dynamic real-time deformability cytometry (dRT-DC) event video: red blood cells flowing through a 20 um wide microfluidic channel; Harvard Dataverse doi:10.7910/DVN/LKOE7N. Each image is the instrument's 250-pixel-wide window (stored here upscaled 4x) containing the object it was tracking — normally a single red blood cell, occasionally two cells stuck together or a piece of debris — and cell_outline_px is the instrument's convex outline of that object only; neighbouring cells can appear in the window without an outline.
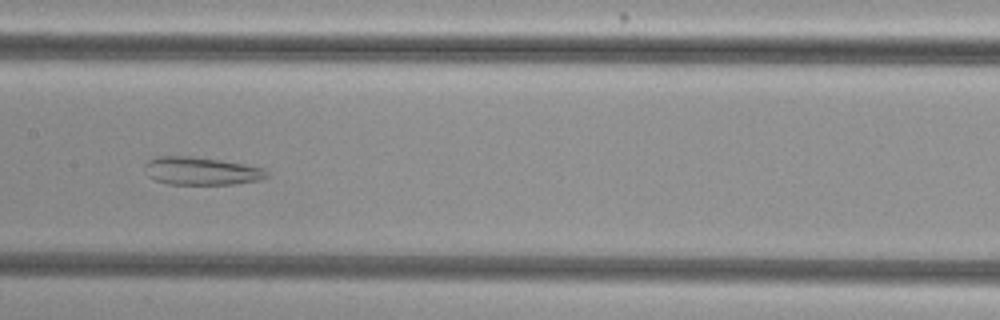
{"species": "common noctule bat (a hibernating species)", "species_latin": "Nyctalus noctula", "temperature_condition": "cold", "stored_images_in_passage": 43, "camera_frame_rate_fps": 3000, "um_per_image_px": 0.085, "animal": {"sex": "female", "body_mass_g": 29.2, "forearm_length_mm": 56.3}, "frame": {"image": 1, "passage_image": 17, "time_ms": 5.333, "image_size_px": [1000, 320], "cell_outline_px": [[268, 176], [260, 180], [236, 184], [168, 184], [156, 180], [148, 176], [144, 164], [148, 160], [156, 156], [192, 156], [220, 160], [244, 164], [264, 168], [268, 172]], "centroid_in_image_um": [17.11, 14.53], "position_along_channel_um": 190.3, "area_um2": 19.88}}
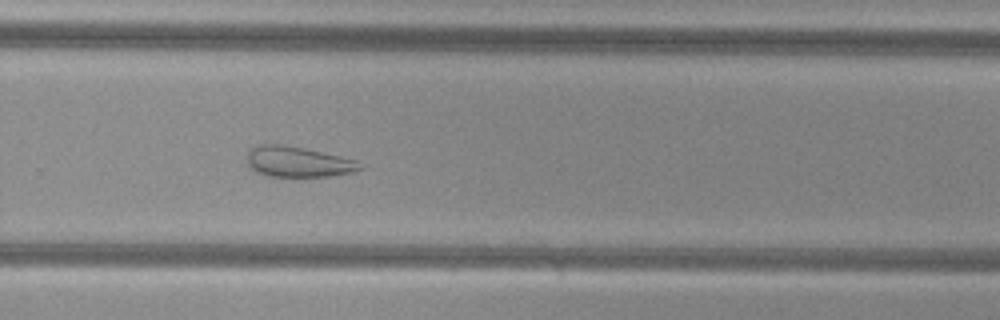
{"frame": {"image": 2, "passage_image": 26, "time_ms": 8.333, "image_size_px": [1000, 320], "cell_outline_px": [[364, 168], [352, 172], [332, 176], [268, 176], [256, 172], [248, 164], [248, 152], [256, 144], [280, 144], [304, 148], [340, 156], [356, 160]], "centroid_in_image_um": [25.33, 13.75], "position_along_channel_um": 304.5, "area_um2": 19.94}}
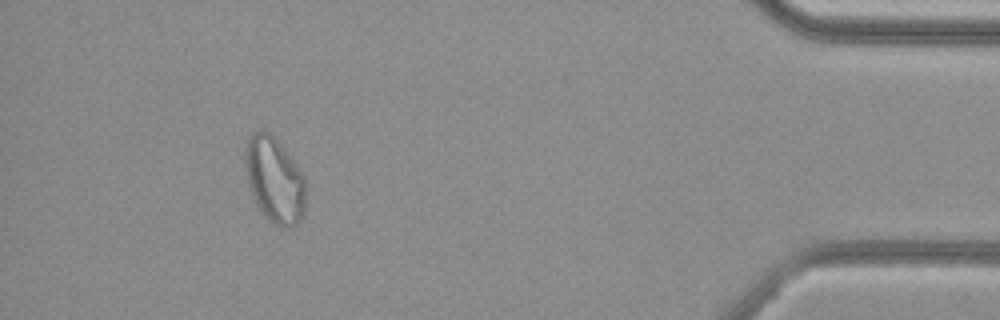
{"frame": {"image": 3, "passage_image": 39, "time_ms": 12.667, "image_size_px": [1000, 320], "cell_outline_px": [[304, 212], [300, 220], [292, 228], [280, 228], [272, 224], [264, 216], [252, 196], [248, 184], [244, 168], [244, 148], [248, 136], [252, 132], [268, 132], [284, 148], [304, 176]], "centroid_in_image_um": [23.29, 15.32], "position_along_channel_um": 411.9, "area_um2": 30.35}, "authors_computed_cell_mechanics": {"area_um2": 26.5302, "velocity_mm_per_s": 3.8089, "shape_relaxation_time_tau1_ms": null, "shape_relaxation_time_tau2_ms": 2.8484, "deformation_change_tau1": null, "deformation_change_tau2": 0.1051}}